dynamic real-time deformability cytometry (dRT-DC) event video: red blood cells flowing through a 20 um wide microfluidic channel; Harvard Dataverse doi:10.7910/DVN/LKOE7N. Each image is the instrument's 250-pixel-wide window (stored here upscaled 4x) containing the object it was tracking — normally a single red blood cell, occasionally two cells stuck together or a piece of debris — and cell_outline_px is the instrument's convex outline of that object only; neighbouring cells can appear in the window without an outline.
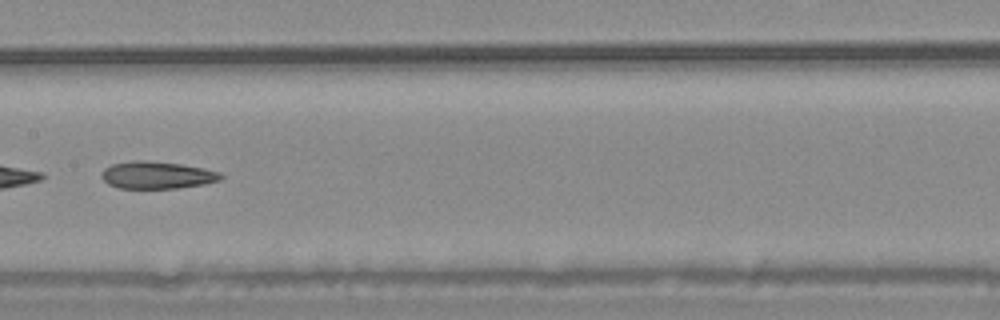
{"species": "common noctule bat (a hibernating species)", "species_latin": "Nyctalus noctula", "temperature_condition": "warm", "stored_images_in_passage": 52, "segment_of_instrument_passage": [2, 2], "camera_frame_rate_fps": 3000, "um_per_image_px": 0.085, "animal": {"sex": "male", "body_mass_g": 20.4}, "frame": {"image": 1, "passage_image": 26, "time_ms": 8.333, "image_size_px": [1000, 320], "cell_outline_px": [[224, 176], [220, 180], [204, 184], [180, 188], [120, 188], [108, 184], [100, 176], [104, 168], [112, 164], [132, 160], [148, 160], [180, 164], [204, 168], [220, 172]], "centroid_in_image_um": [13.35, 14.88], "position_along_channel_um": 194.1, "area_um2": 19.07}}
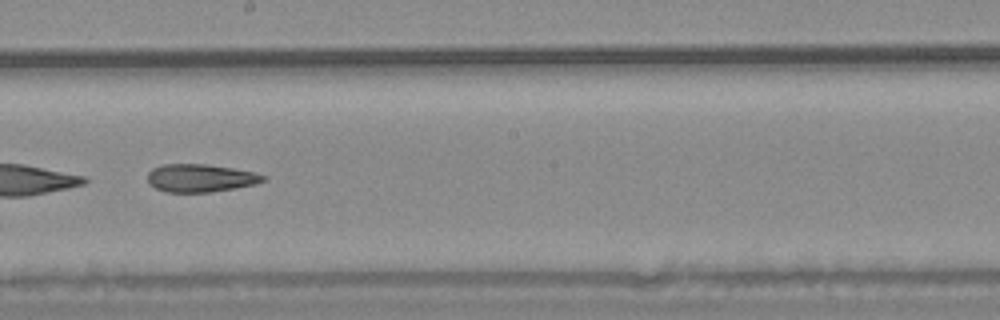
{"frame": {"image": 2, "passage_image": 29, "time_ms": 9.333, "image_size_px": [1000, 320], "cell_outline_px": [[268, 176], [264, 180], [256, 184], [236, 188], [212, 192], [168, 192], [156, 188], [148, 184], [148, 172], [152, 168], [164, 164], [204, 164], [232, 168], [256, 172]], "centroid_in_image_um": [17.05, 15.13], "position_along_channel_um": 231.1, "area_um2": 18.9}}